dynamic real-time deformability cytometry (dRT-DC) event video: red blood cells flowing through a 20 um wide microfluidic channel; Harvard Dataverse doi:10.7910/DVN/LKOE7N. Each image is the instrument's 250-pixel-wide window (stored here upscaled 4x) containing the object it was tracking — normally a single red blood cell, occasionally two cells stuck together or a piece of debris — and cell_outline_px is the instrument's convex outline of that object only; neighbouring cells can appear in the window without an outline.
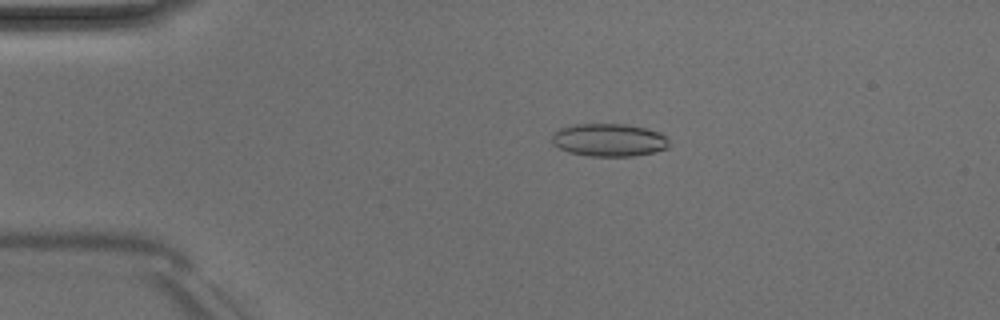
{"species": "Egyptian fruit bat (a non-hibernating species)", "species_latin": "Rousettus aegyptiacus", "temperature_condition": "room temperature", "stored_images_in_passage": 50, "camera_frame_rate_fps": 3000, "um_per_image_px": 0.085, "animal": {"sex": "male"}, "frame": {"image": 1, "passage_image": 10, "time_ms": 3.0, "image_size_px": [1000, 320], "cell_outline_px": [[668, 148], [656, 152], [636, 156], [588, 156], [568, 152], [552, 144], [552, 136], [560, 128], [572, 124], [628, 124], [660, 132], [668, 140]], "centroid_in_image_um": [51.77, 11.9], "position_along_channel_um": 33.2, "area_um2": 22.54}}
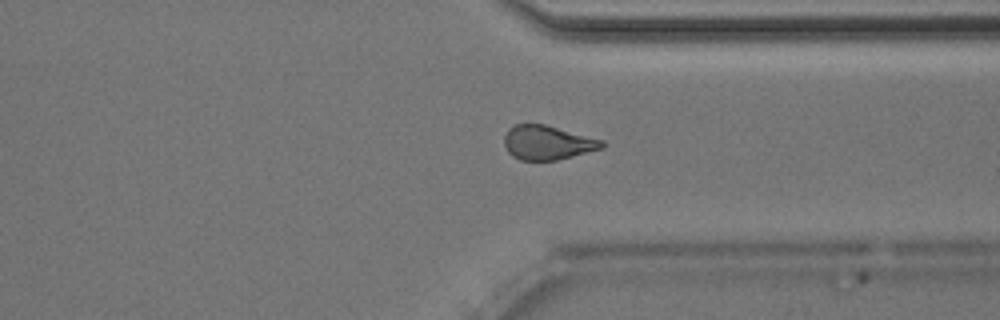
{"frame": {"image": 2, "passage_image": 38, "time_ms": 12.333, "image_size_px": [1000, 320], "cell_outline_px": [[604, 148], [556, 160], [520, 160], [512, 156], [508, 152], [504, 144], [504, 136], [508, 128], [512, 124], [544, 124], [604, 140]], "centroid_in_image_um": [46.52, 12.11], "position_along_channel_um": 364.9, "area_um2": 19.54}}
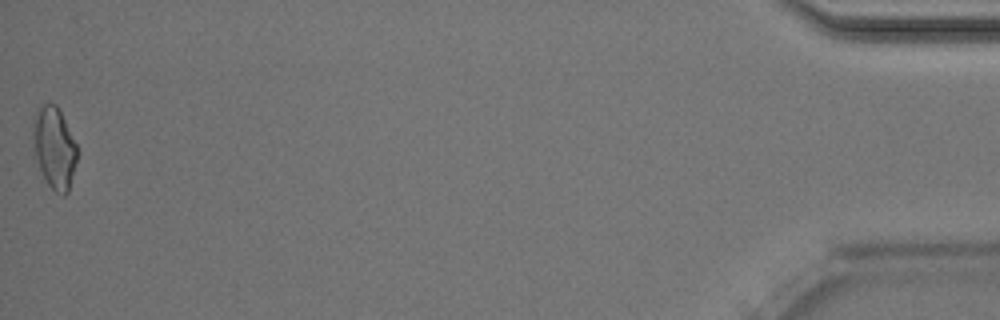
{"frame": {"image": 3, "passage_image": 50, "time_ms": 16.333, "image_size_px": [1000, 320], "cell_outline_px": [[80, 152], [68, 192], [64, 196], [60, 196], [48, 184], [32, 156], [32, 120], [36, 108], [44, 104], [56, 104]], "centroid_in_image_um": [4.58, 12.58], "position_along_channel_um": 430.6, "area_um2": 21.68}, "authors_computed_cell_mechanics": {"area_um2": 20.2589, "velocity_mm_per_s": 4.0392, "shape_relaxation_time_tau1_ms": 9.9802, "shape_relaxation_time_tau2_ms": 2.1925, "deformation_change_tau1": 0.1972, "deformation_change_tau2": 0.086}}